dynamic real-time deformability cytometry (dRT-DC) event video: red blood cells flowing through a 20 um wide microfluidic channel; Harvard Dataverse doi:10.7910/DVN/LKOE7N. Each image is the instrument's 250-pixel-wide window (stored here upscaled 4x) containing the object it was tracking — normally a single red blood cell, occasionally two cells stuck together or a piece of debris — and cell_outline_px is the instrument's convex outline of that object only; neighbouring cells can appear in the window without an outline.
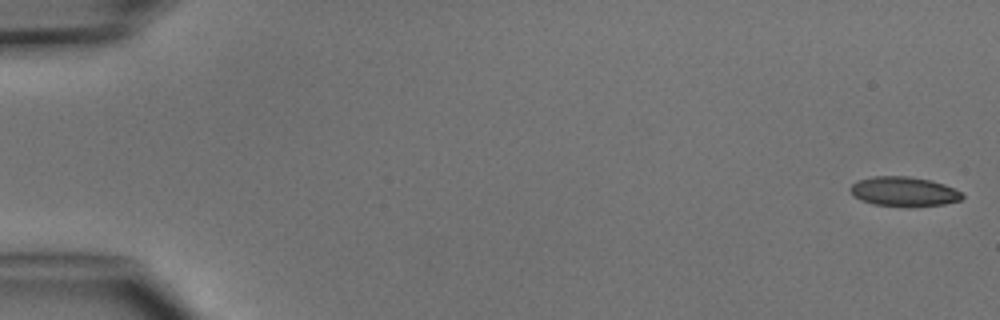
{"species": "common noctule bat (a hibernating species)", "species_latin": "Nyctalus noctula", "temperature_condition": "cold", "stored_images_in_passage": 5, "camera_frame_rate_fps": 3000, "um_per_image_px": 0.085, "animal": {"sex": "male", "body_mass_g": 15.6}, "frame": {"image": 1, "passage_image": 1, "time_ms": 0.0, "image_size_px": [1000, 320], "cell_outline_px": [[964, 196], [960, 200], [944, 204], [872, 204], [860, 200], [852, 196], [848, 188], [856, 180], [872, 176], [908, 176], [932, 180], [944, 184], [960, 192]], "centroid_in_image_um": [76.74, 16.23], "position_along_channel_um": 8.3, "area_um2": 18.73}}
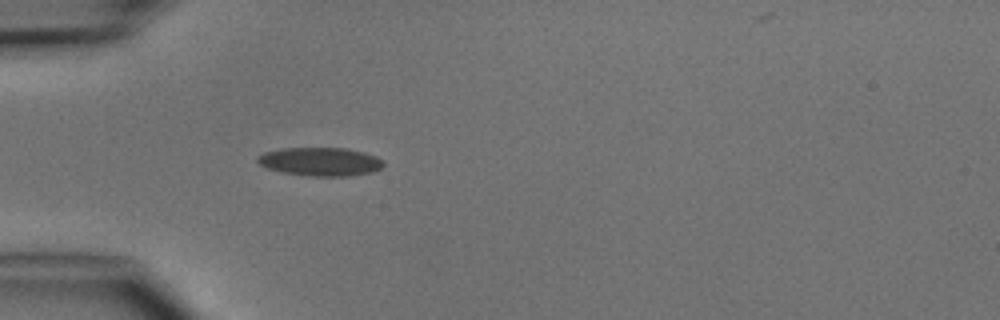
{"frame": {"image": 2, "passage_image": 5, "time_ms": 4.667, "image_size_px": [1000, 320], "cell_outline_px": [[384, 164], [380, 168], [372, 172], [348, 176], [308, 176], [284, 172], [268, 168], [260, 164], [256, 160], [256, 156], [264, 152], [280, 148], [344, 148], [364, 152], [376, 156], [384, 160]], "centroid_in_image_um": [27.23, 13.73], "position_along_channel_um": 57.8, "area_um2": 20.92}}